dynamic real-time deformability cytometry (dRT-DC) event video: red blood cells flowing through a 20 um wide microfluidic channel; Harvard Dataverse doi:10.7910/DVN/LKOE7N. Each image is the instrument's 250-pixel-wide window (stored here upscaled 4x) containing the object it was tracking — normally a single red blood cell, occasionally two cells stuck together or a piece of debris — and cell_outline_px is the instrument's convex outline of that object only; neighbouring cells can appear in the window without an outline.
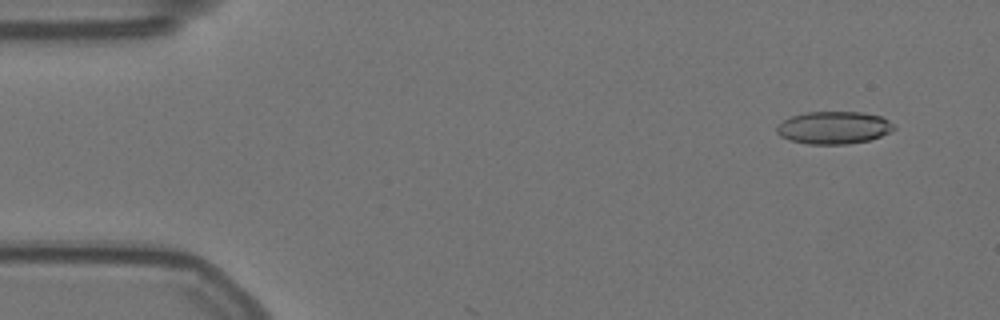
{"species": "Egyptian fruit bat (a non-hibernating species)", "species_latin": "Rousettus aegyptiacus", "temperature_condition": "warm", "stored_images_in_passage": 8, "camera_frame_rate_fps": 3000, "um_per_image_px": 0.085, "animal": {"sex": "female"}, "frame": {"image": 1, "passage_image": 4, "time_ms": 1.0, "image_size_px": [1000, 320], "cell_outline_px": [[896, 128], [880, 136], [868, 140], [848, 144], [808, 144], [788, 140], [780, 136], [776, 132], [776, 128], [784, 120], [792, 116], [804, 112], [864, 112], [880, 116], [888, 120]], "centroid_in_image_um": [70.85, 10.85], "position_along_channel_um": 14.2, "area_um2": 22.14}}